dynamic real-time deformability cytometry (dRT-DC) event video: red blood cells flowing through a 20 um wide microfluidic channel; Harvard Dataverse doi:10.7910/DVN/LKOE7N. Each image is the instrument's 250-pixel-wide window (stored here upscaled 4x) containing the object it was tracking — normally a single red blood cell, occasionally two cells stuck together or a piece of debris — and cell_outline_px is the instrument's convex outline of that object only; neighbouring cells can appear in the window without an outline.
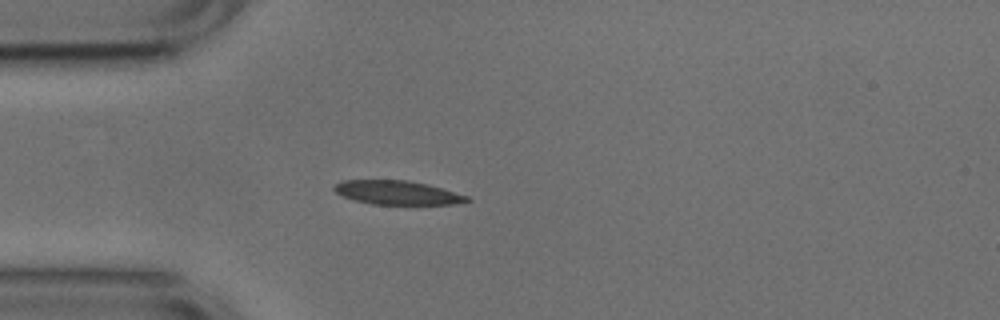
{"species": "common noctule bat (a hibernating species)", "species_latin": "Nyctalus noctula", "temperature_condition": "cold", "stored_images_in_passage": 36, "camera_frame_rate_fps": 3000, "um_per_image_px": 0.085, "animal": {"sex": "male", "body_mass_g": 17.9, "forearm_length_mm": 54.2}, "frame": {"image": 1, "passage_image": 1, "time_ms": 0.0, "image_size_px": [1000, 320], "cell_outline_px": [[472, 200], [452, 204], [372, 204], [356, 200], [344, 196], [336, 192], [332, 188], [336, 184], [344, 180], [408, 180], [428, 184], [468, 196]], "centroid_in_image_um": [33.78, 16.37], "position_along_channel_um": 51.2, "area_um2": 18.26}}
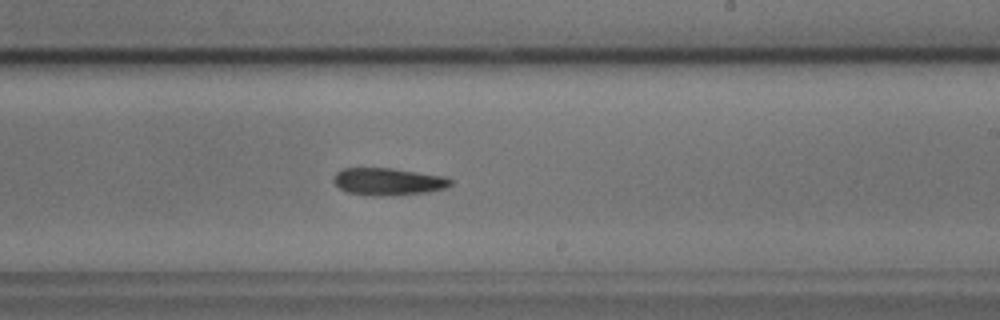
{"frame": {"image": 2, "passage_image": 18, "time_ms": 5.667, "image_size_px": [1000, 320], "cell_outline_px": [[452, 184], [448, 188], [428, 192], [380, 196], [372, 196], [348, 192], [340, 188], [332, 180], [336, 172], [340, 168], [392, 168], [444, 176], [452, 180]], "centroid_in_image_um": [33.0, 15.43], "position_along_channel_um": 256.0, "area_um2": 18.67}}
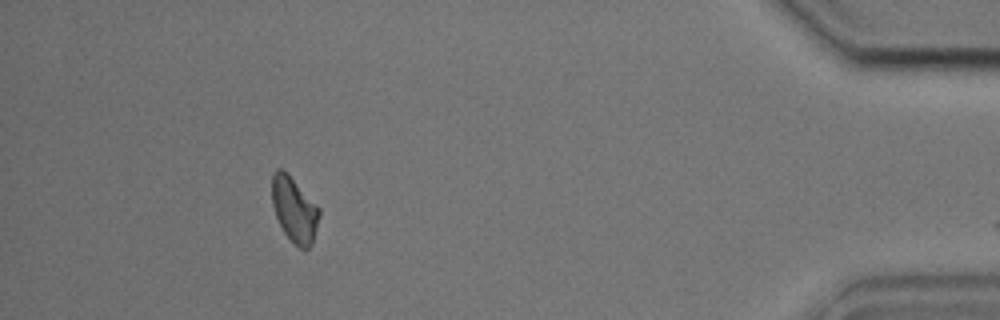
{"frame": {"image": 3, "passage_image": 35, "time_ms": 11.333, "image_size_px": [1000, 320], "cell_outline_px": [[320, 216], [312, 244], [308, 248], [300, 248], [284, 232], [276, 216], [272, 204], [272, 176], [276, 168], [280, 168], [320, 208]], "centroid_in_image_um": [25.02, 17.84], "position_along_channel_um": 410.2, "area_um2": 17.34}}